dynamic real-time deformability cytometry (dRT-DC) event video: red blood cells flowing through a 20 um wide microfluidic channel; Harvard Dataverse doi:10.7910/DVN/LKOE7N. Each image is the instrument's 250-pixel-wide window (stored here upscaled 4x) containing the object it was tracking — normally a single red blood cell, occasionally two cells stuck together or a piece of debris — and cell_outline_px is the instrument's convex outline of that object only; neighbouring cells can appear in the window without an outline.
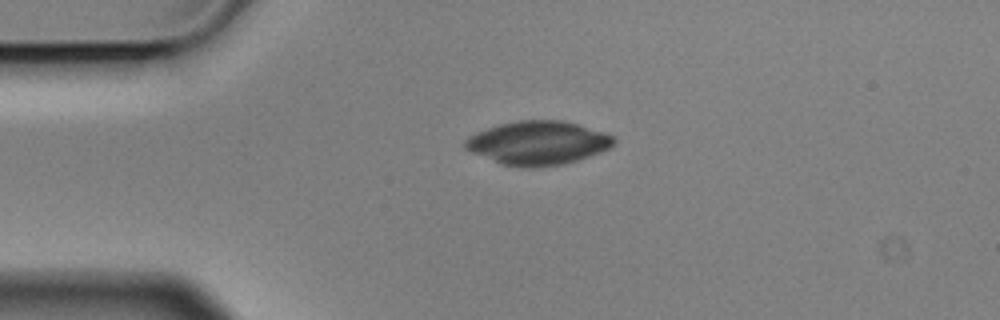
{"species": "Egyptian fruit bat (a non-hibernating species)", "species_latin": "Rousettus aegyptiacus", "temperature_condition": "cold", "stored_images_in_passage": 1, "camera_frame_rate_fps": 3000, "um_per_image_px": 0.085, "animal": {"sex": "male"}, "frame": {"image": 1, "passage_image": 1, "time_ms": 0.0, "image_size_px": [1000, 320], "cell_outline_px": [[616, 140], [608, 148], [588, 156], [576, 160], [560, 164], [536, 168], [524, 168], [500, 164], [472, 152], [464, 148], [464, 140], [468, 136], [476, 132], [500, 124], [520, 120], [564, 120], [612, 136]], "centroid_in_image_um": [45.65, 12.15], "position_along_channel_um": 39.4, "area_um2": 37.4}}